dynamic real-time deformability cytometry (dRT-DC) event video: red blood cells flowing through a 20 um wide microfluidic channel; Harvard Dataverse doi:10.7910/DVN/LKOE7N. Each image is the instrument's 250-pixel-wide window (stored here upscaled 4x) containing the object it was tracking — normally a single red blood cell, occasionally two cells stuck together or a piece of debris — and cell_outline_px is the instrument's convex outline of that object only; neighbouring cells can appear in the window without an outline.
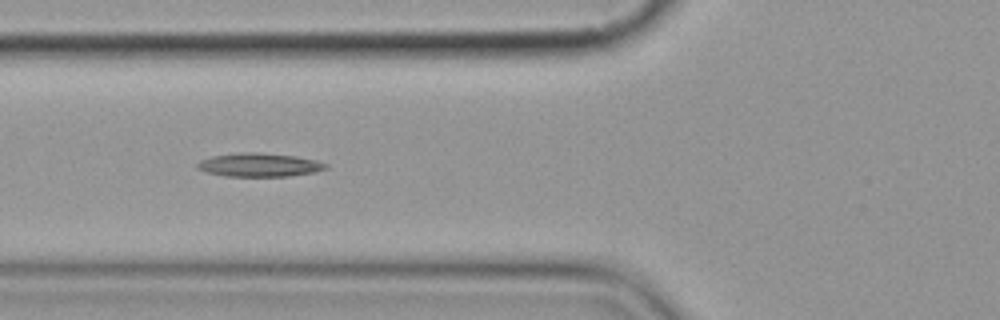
{"species": "common noctule bat (a hibernating species)", "species_latin": "Nyctalus noctula", "temperature_condition": "cold", "stored_images_in_passage": 3, "camera_frame_rate_fps": 3000, "um_per_image_px": 0.085, "animal": {"sex": "female", "body_mass_g": 19.9}, "frame": {"image": 1, "passage_image": 3, "time_ms": 2.333, "image_size_px": [1000, 320], "cell_outline_px": [[328, 168], [316, 172], [288, 176], [224, 176], [208, 172], [196, 168], [196, 164], [200, 160], [212, 156], [240, 152], [260, 152], [296, 156], [316, 160], [328, 164]], "centroid_in_image_um": [22.05, 14.01], "position_along_channel_um": 103.7, "area_um2": 17.74}}